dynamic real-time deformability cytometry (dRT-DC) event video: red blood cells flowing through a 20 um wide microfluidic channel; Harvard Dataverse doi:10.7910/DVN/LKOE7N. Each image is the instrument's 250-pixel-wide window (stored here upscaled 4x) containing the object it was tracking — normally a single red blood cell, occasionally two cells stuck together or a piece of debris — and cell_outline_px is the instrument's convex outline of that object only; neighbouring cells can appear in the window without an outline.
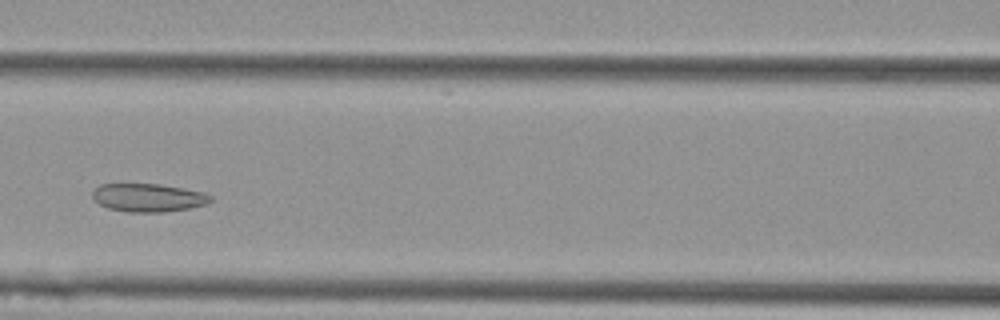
{"species": "Egyptian fruit bat (a non-hibernating species)", "species_latin": "Rousettus aegyptiacus", "temperature_condition": "cold", "stored_images_in_passage": 6, "camera_frame_rate_fps": 3000, "um_per_image_px": 0.085, "animal": {"sex": "female"}, "frame": {"image": 1, "passage_image": 4, "time_ms": 1.0, "image_size_px": [1000, 320], "cell_outline_px": [[212, 200], [208, 204], [188, 208], [164, 212], [128, 212], [108, 208], [100, 204], [92, 196], [92, 192], [100, 184], [160, 184], [204, 192], [212, 196]], "centroid_in_image_um": [12.62, 16.8], "position_along_channel_um": 154.0, "area_um2": 19.36}}
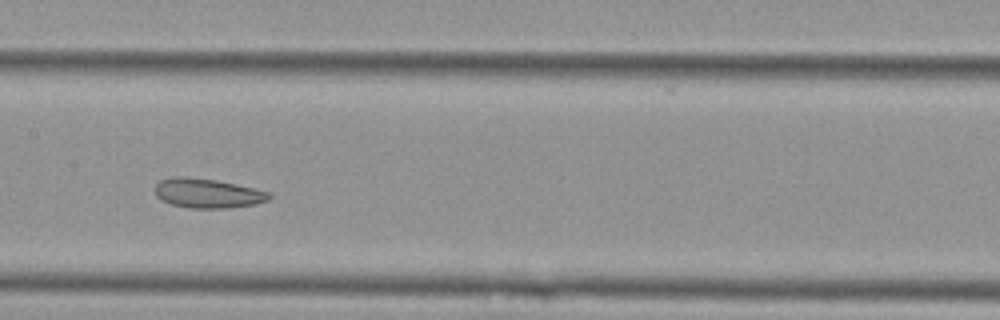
{"frame": {"image": 2, "passage_image": 5, "time_ms": 1.333, "image_size_px": [1000, 320], "cell_outline_px": [[272, 196], [268, 200], [256, 204], [228, 208], [188, 208], [172, 204], [160, 200], [156, 196], [156, 184], [160, 180], [176, 176], [188, 176], [216, 180], [236, 184], [272, 192]], "centroid_in_image_um": [17.66, 16.42], "position_along_channel_um": 189.7, "area_um2": 19.77}}
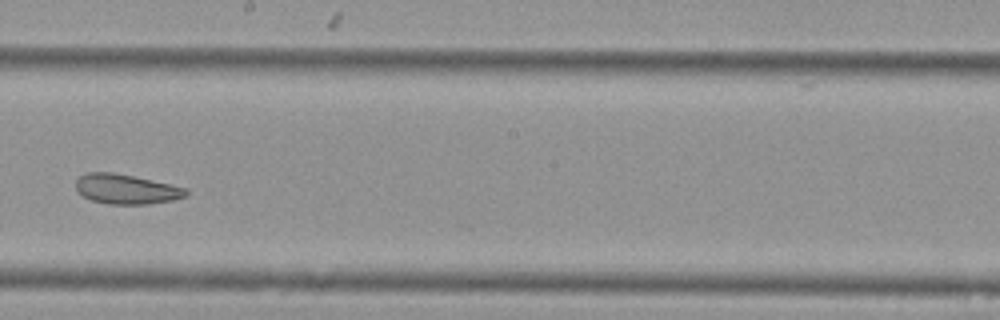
{"frame": {"image": 3, "passage_image": 6, "time_ms": 1.667, "image_size_px": [1000, 320], "cell_outline_px": [[188, 196], [172, 200], [148, 204], [108, 204], [92, 200], [84, 196], [76, 188], [76, 180], [80, 176], [88, 172], [112, 172], [132, 176], [188, 188]], "centroid_in_image_um": [10.75, 16.08], "position_along_channel_um": 237.4, "area_um2": 18.96}}